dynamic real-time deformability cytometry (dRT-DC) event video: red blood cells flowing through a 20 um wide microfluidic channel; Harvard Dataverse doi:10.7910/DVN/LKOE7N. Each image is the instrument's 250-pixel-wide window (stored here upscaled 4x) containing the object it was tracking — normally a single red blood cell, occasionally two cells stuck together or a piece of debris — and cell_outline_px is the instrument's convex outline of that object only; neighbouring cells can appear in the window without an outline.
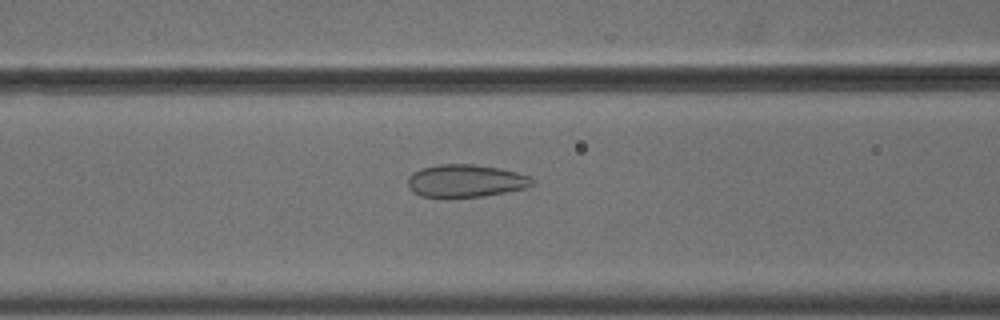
{"species": "common noctule bat (a hibernating species)", "species_latin": "Nyctalus noctula", "temperature_condition": "cold", "stored_images_in_passage": 42, "camera_frame_rate_fps": 3000, "um_per_image_px": 0.085, "animal": {"sex": "male", "body_mass_g": 18.8}, "frame": {"image": 1, "passage_image": 10, "time_ms": 3.0, "image_size_px": [1000, 320], "cell_outline_px": [[536, 184], [528, 188], [484, 196], [420, 196], [412, 192], [408, 188], [408, 176], [412, 172], [420, 168], [440, 164], [472, 164], [500, 168], [532, 176], [536, 180]], "centroid_in_image_um": [39.63, 15.36], "position_along_channel_um": 127.0, "area_um2": 23.87}}
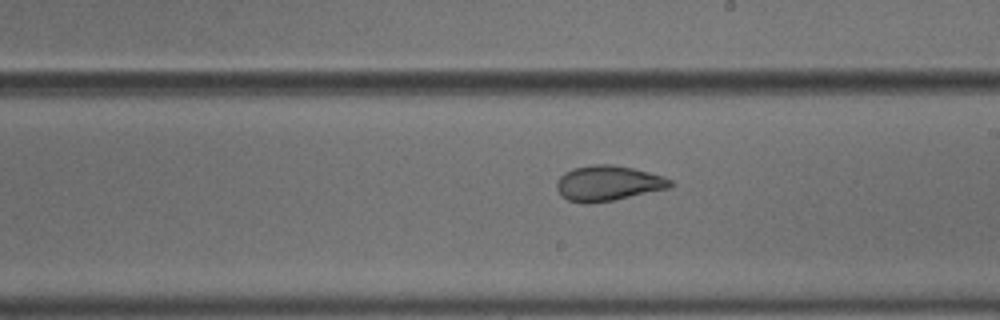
{"frame": {"image": 2, "passage_image": 19, "time_ms": 6.0, "image_size_px": [1000, 320], "cell_outline_px": [[676, 184], [668, 188], [612, 200], [588, 204], [584, 204], [568, 200], [560, 196], [556, 188], [556, 180], [564, 172], [572, 168], [592, 164], [612, 164], [632, 168], [664, 176], [672, 180]], "centroid_in_image_um": [51.64, 15.57], "position_along_channel_um": 237.4, "area_um2": 23.52}}
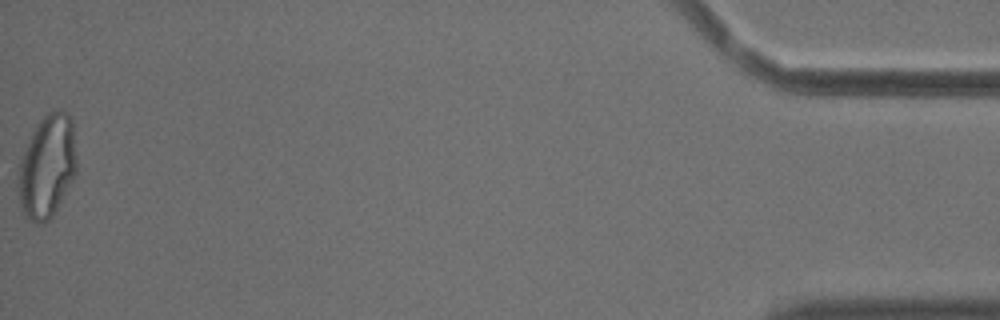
{"frame": {"image": 3, "passage_image": 42, "time_ms": 13.667, "image_size_px": [1000, 320], "cell_outline_px": [[76, 172], [72, 180], [52, 216], [48, 220], [40, 224], [36, 224], [24, 216], [20, 208], [16, 192], [16, 184], [20, 160], [32, 132], [40, 120], [48, 112], [56, 108], [60, 108], [68, 112], [72, 116], [76, 160]], "centroid_in_image_um": [3.97, 14.14], "position_along_channel_um": 431.2, "area_um2": 35.55}, "authors_computed_cell_mechanics": {"area_um2": 24.565, "velocity_mm_per_s": 3.6688, "shape_relaxation_time_tau1_ms": null, "shape_relaxation_time_tau2_ms": 1.0541, "deformation_change_tau1": null, "deformation_change_tau2": 0.0576}}